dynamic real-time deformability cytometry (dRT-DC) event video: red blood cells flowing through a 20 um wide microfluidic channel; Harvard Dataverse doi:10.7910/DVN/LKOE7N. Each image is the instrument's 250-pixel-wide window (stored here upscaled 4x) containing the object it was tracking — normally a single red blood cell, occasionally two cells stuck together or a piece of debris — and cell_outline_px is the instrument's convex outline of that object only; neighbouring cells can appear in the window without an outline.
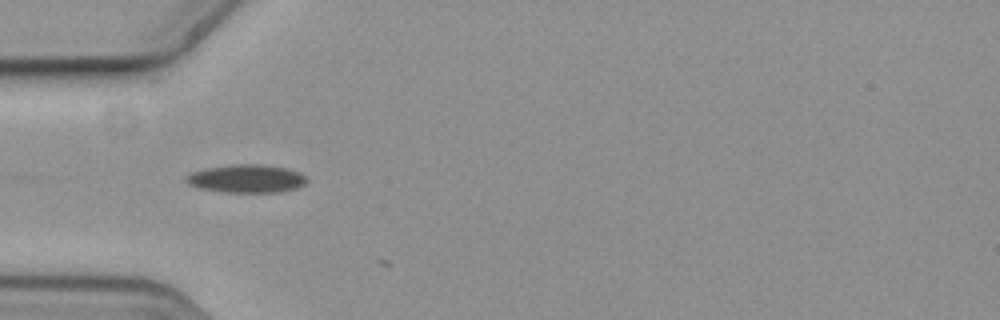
{"species": "common noctule bat (a hibernating species)", "species_latin": "Nyctalus noctula", "temperature_condition": "cold", "stored_images_in_passage": 3, "camera_frame_rate_fps": 3000, "um_per_image_px": 0.085, "animal": {"sex": "female", "body_mass_g": 19.3, "forearm_length_mm": 54.1}, "frame": {"image": 1, "passage_image": 1, "time_ms": 0.0, "image_size_px": [1000, 320], "cell_outline_px": [[308, 180], [304, 184], [296, 188], [280, 192], [220, 192], [200, 188], [188, 184], [184, 180], [184, 176], [188, 172], [204, 168], [232, 164], [264, 164], [284, 168], [300, 172]], "centroid_in_image_um": [20.88, 15.18], "position_along_channel_um": 64.1, "area_um2": 20.06}}